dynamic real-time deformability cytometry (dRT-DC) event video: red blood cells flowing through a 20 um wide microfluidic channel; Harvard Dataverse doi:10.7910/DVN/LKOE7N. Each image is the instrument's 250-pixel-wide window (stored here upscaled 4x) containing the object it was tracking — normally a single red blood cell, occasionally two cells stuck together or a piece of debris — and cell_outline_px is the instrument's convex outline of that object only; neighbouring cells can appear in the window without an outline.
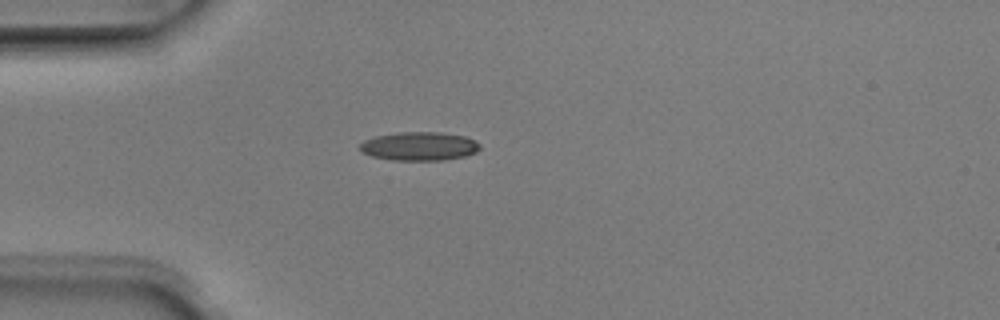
{"species": "Egyptian fruit bat (a non-hibernating species)", "species_latin": "Rousettus aegyptiacus", "temperature_condition": "room temperature", "stored_images_in_passage": 2, "camera_frame_rate_fps": 3000, "um_per_image_px": 0.085, "animal": {"sex": "male"}, "frame": {"image": 1, "passage_image": 1, "time_ms": 0.0, "image_size_px": [1000, 320], "cell_outline_px": [[480, 148], [476, 152], [464, 156], [444, 160], [392, 160], [372, 156], [360, 152], [360, 144], [364, 140], [376, 136], [396, 132], [440, 132], [464, 136], [476, 140], [480, 144]], "centroid_in_image_um": [35.64, 12.42], "position_along_channel_um": 49.4, "area_um2": 20.11}}